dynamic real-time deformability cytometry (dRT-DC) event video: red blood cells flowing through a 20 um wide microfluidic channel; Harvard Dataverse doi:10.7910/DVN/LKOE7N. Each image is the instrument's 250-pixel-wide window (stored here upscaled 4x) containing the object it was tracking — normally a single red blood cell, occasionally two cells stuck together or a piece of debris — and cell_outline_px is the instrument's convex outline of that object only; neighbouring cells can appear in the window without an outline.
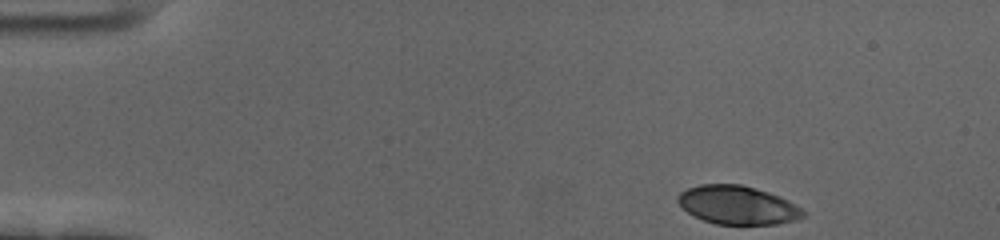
{"species": "human", "species_latin": "Homo sapiens", "temperature_condition": "cold", "stored_images_in_passage": 52, "camera_frame_rate_fps": 3000, "um_per_image_px": 0.085, "donor": {"sex": "female"}, "frame": {"image": 1, "passage_image": 1, "time_ms": 0.0, "image_size_px": [1000, 240], "cell_outline_px": [[804, 216], [796, 220], [776, 224], [716, 224], [692, 216], [676, 200], [680, 192], [688, 188], [700, 184], [740, 184], [768, 192], [788, 200], [800, 208], [804, 212]], "centroid_in_image_um": [62.67, 17.43], "position_along_channel_um": 22.3, "area_um2": 27.92}}
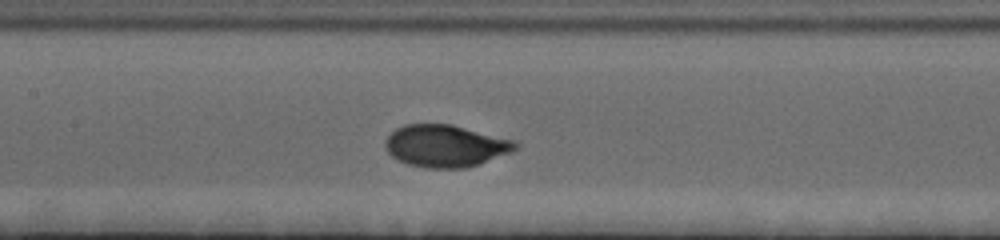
{"frame": {"image": 2, "passage_image": 22, "time_ms": 7.0, "image_size_px": [1000, 240], "cell_outline_px": [[520, 144], [516, 148], [508, 152], [480, 164], [464, 168], [424, 168], [408, 164], [396, 160], [384, 148], [384, 140], [396, 128], [404, 124], [452, 124], [512, 140]], "centroid_in_image_um": [37.8, 12.4], "position_along_channel_um": 169.6, "area_um2": 31.85}}
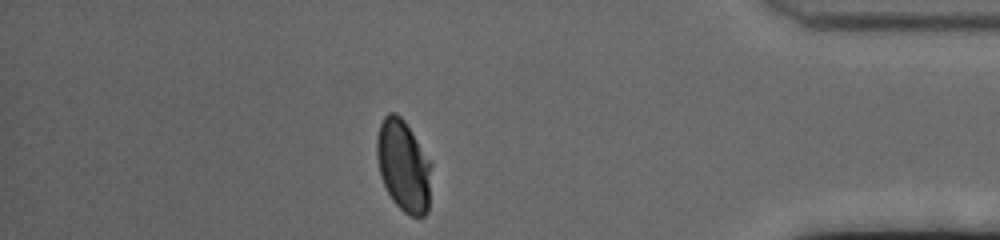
{"frame": {"image": 3, "passage_image": 45, "time_ms": 14.667, "image_size_px": [1000, 240], "cell_outline_px": [[432, 164], [428, 212], [424, 216], [412, 216], [404, 212], [392, 200], [380, 176], [376, 156], [376, 140], [380, 124], [384, 116], [388, 112], [396, 112], [404, 120]], "centroid_in_image_um": [34.29, 14.09], "position_along_channel_um": 400.9, "area_um2": 29.19}, "authors_computed_cell_mechanics": {"area_um2": 30.5473, "velocity_mm_per_s": 3.446, "shape_relaxation_time_tau1_ms": 3.5221, "shape_relaxation_time_tau2_ms": null, "deformation_change_tau1": 0.1718, "deformation_change_tau2": null}}